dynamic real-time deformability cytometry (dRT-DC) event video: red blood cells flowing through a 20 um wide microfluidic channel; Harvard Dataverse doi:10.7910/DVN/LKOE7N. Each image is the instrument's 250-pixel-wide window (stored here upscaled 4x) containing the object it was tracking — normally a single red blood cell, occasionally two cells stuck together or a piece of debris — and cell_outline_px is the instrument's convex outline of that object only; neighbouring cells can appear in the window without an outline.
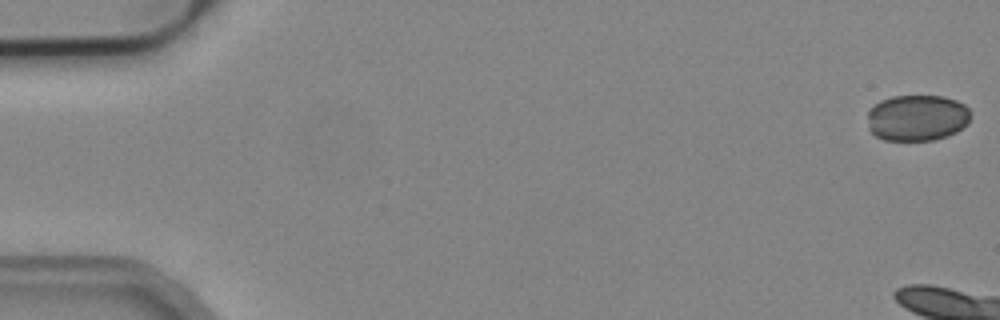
{"species": "common noctule bat (a hibernating species)", "species_latin": "Nyctalus noctula", "temperature_condition": "cold", "stored_images_in_passage": 15, "camera_frame_rate_fps": 3000, "um_per_image_px": 0.085, "animal": {"sex": "male", "body_mass_g": 19.2, "forearm_length_mm": 51.8}, "frame": {"image": 1, "passage_image": 1, "time_ms": 0.0, "image_size_px": [1000, 320], "cell_outline_px": [[972, 112], [968, 124], [956, 132], [948, 136], [932, 140], [884, 140], [876, 136], [868, 128], [868, 108], [880, 100], [892, 96], [940, 96], [956, 100], [964, 104]], "centroid_in_image_um": [77.95, 10.01], "position_along_channel_um": 7.0, "area_um2": 28.09}}